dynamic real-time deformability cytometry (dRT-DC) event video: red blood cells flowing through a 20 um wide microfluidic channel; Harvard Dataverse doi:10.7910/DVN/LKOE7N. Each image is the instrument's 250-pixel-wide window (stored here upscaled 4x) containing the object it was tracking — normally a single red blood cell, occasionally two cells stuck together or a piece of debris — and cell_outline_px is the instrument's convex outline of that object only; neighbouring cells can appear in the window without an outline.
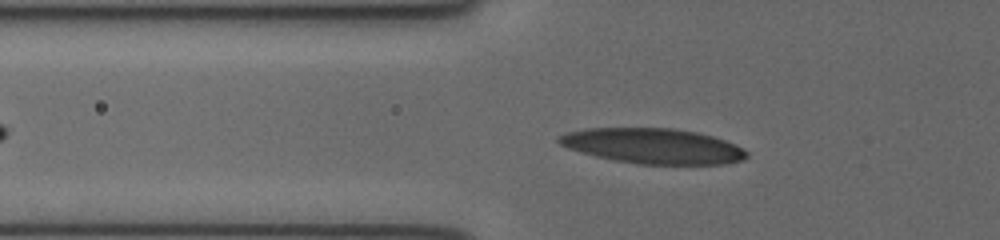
{"species": "human", "species_latin": "Homo sapiens", "temperature_condition": "cold", "stored_images_in_passage": 34, "camera_frame_rate_fps": 3000, "um_per_image_px": 0.085, "donor": {"sex": "female"}, "frame": {"image": 1, "passage_image": 8, "time_ms": 2.333, "image_size_px": [1000, 240], "cell_outline_px": [[748, 156], [740, 160], [720, 164], [640, 164], [616, 160], [596, 156], [580, 152], [568, 148], [560, 144], [556, 140], [560, 136], [568, 132], [584, 128], [672, 128], [696, 132], [712, 136], [736, 144], [748, 152]], "centroid_in_image_um": [55.49, 12.4], "position_along_channel_um": 70.3, "area_um2": 38.32}}
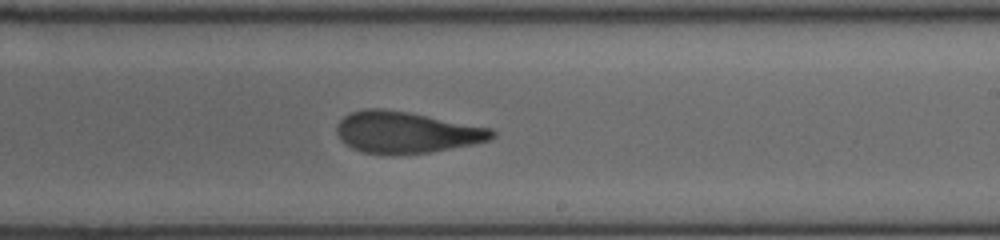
{"frame": {"image": 2, "passage_image": 21, "time_ms": 6.667, "image_size_px": [1000, 240], "cell_outline_px": [[496, 136], [488, 140], [472, 144], [428, 152], [396, 156], [392, 156], [360, 152], [352, 148], [340, 140], [336, 132], [336, 124], [344, 116], [352, 112], [364, 108], [384, 108], [408, 112], [492, 128], [496, 132]], "centroid_in_image_um": [34.48, 11.26], "position_along_channel_um": 254.5, "area_um2": 37.92}}
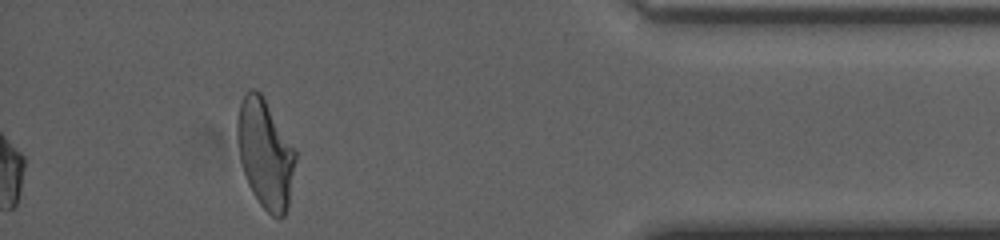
{"frame": {"image": 3, "passage_image": 34, "time_ms": 11.0, "image_size_px": [1000, 240], "cell_outline_px": [[296, 156], [288, 208], [284, 216], [272, 216], [260, 204], [252, 192], [248, 184], [240, 160], [236, 136], [236, 120], [240, 104], [248, 88], [256, 88], [264, 96], [296, 152]], "centroid_in_image_um": [22.52, 13.02], "position_along_channel_um": 412.7, "area_um2": 36.82}}